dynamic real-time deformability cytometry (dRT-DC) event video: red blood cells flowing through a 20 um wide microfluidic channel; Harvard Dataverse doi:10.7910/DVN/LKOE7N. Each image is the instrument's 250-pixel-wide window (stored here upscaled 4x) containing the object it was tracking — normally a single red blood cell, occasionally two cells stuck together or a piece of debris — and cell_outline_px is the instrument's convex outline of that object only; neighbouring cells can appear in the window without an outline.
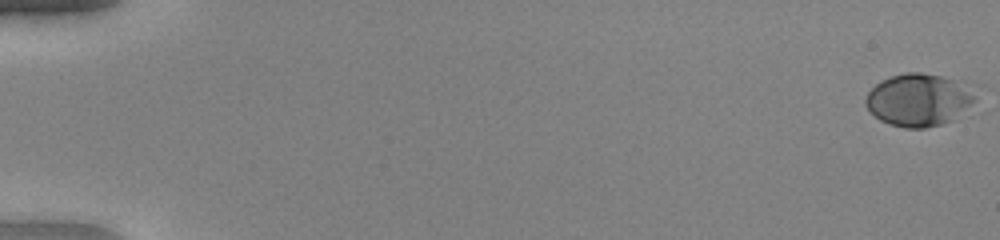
{"species": "human", "species_latin": "Homo sapiens", "temperature_condition": "warm", "stored_images_in_passage": 53, "camera_frame_rate_fps": 3000, "um_per_image_px": 0.085, "donor": {"sex": "female"}, "frame": {"image": 1, "passage_image": 1, "time_ms": 0.0, "image_size_px": [1000, 240], "cell_outline_px": [[976, 100], [952, 120], [940, 124], [924, 128], [904, 128], [888, 124], [880, 120], [864, 104], [864, 100], [868, 92], [880, 80], [904, 72], [920, 72], [940, 76], [952, 80], [976, 92]], "centroid_in_image_um": [78.04, 8.5], "position_along_channel_um": 7.0, "area_um2": 33.18}}
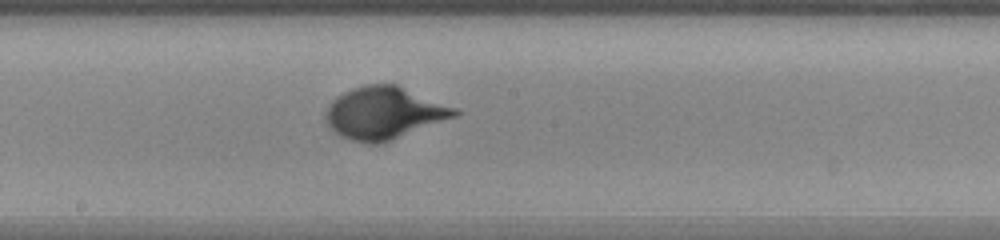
{"frame": {"image": 2, "passage_image": 31, "time_ms": 10.0, "image_size_px": [1000, 240], "cell_outline_px": [[460, 116], [380, 144], [364, 144], [352, 140], [344, 136], [332, 128], [328, 120], [328, 108], [332, 100], [336, 96], [352, 88], [364, 84], [396, 84], [456, 108], [460, 112]], "centroid_in_image_um": [32.72, 9.6], "position_along_channel_um": 215.5, "area_um2": 38.96}}
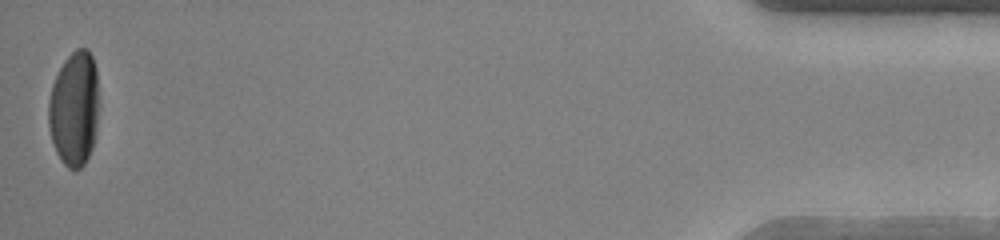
{"frame": {"image": 3, "passage_image": 53, "time_ms": 17.333, "image_size_px": [1000, 240], "cell_outline_px": [[100, 104], [96, 136], [92, 148], [84, 164], [76, 172], [68, 168], [60, 160], [56, 152], [52, 140], [48, 124], [48, 100], [52, 84], [64, 60], [76, 48], [88, 48], [92, 56], [96, 68]], "centroid_in_image_um": [6.34, 9.25], "position_along_channel_um": 428.9, "area_um2": 34.62}}